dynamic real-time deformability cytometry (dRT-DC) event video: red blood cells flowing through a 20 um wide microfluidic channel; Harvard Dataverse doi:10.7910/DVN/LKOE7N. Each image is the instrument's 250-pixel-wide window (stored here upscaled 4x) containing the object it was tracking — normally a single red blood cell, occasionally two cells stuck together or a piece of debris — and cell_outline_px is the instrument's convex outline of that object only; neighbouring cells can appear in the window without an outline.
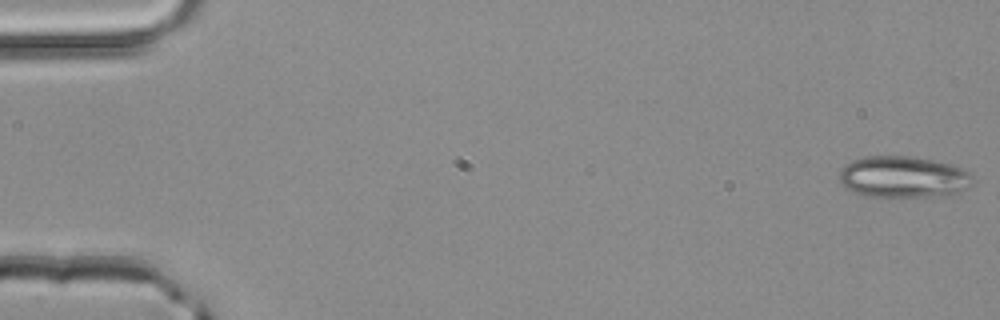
{"species": "common noctule bat (a hibernating species)", "species_latin": "Nyctalus noctula", "temperature_condition": "room temperature", "stored_images_in_passage": 5, "camera_frame_rate_fps": 3000, "um_per_image_px": 0.085, "animal": {"sex": "male", "body_mass_g": 20.4}, "frame": {"image": 1, "passage_image": 1, "time_ms": 0.0, "image_size_px": [1000, 320], "cell_outline_px": [[976, 180], [968, 188], [960, 192], [932, 196], [888, 200], [868, 196], [852, 192], [844, 188], [840, 184], [840, 168], [844, 164], [852, 160], [864, 156], [916, 156], [948, 164], [960, 168], [968, 172]], "centroid_in_image_um": [76.72, 15.08], "position_along_channel_um": 8.3, "area_um2": 33.35}}